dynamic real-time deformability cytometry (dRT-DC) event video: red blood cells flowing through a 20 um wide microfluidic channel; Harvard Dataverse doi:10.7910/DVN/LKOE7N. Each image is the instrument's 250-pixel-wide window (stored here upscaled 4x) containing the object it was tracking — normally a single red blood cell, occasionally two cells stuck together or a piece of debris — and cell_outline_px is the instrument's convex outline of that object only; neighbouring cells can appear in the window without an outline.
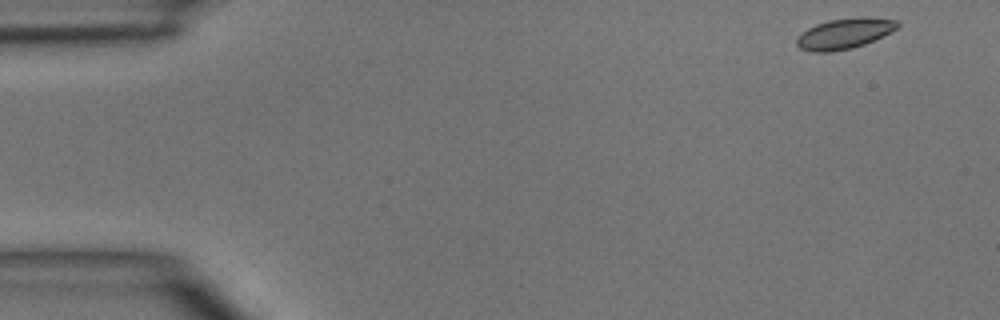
{"species": "common noctule bat (a hibernating species)", "species_latin": "Nyctalus noctula", "temperature_condition": "room temperature", "stored_images_in_passage": 4, "camera_frame_rate_fps": 3000, "um_per_image_px": 0.085, "animal": {"sex": "male", "body_mass_g": 15.6}, "frame": {"image": 1, "passage_image": 1, "time_ms": 0.0, "image_size_px": [1000, 320], "cell_outline_px": [[900, 28], [892, 32], [864, 44], [852, 48], [828, 52], [812, 52], [800, 48], [796, 44], [796, 40], [808, 28], [816, 24], [828, 20], [860, 16], [868, 16], [896, 20], [900, 24]], "centroid_in_image_um": [71.83, 2.83], "position_along_channel_um": 13.2, "area_um2": 18.03}}
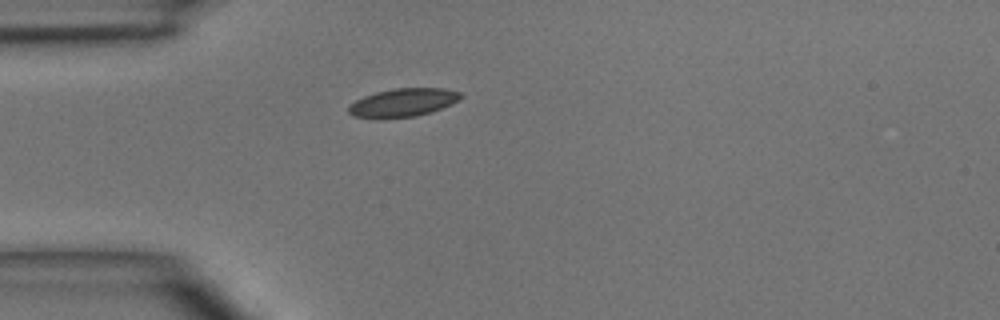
{"frame": {"image": 2, "passage_image": 4, "time_ms": 3.333, "image_size_px": [1000, 320], "cell_outline_px": [[464, 96], [452, 104], [432, 112], [416, 116], [352, 116], [348, 112], [348, 108], [356, 100], [364, 96], [376, 92], [392, 88], [444, 88], [460, 92]], "centroid_in_image_um": [34.33, 8.67], "position_along_channel_um": 50.7, "area_um2": 17.98}}